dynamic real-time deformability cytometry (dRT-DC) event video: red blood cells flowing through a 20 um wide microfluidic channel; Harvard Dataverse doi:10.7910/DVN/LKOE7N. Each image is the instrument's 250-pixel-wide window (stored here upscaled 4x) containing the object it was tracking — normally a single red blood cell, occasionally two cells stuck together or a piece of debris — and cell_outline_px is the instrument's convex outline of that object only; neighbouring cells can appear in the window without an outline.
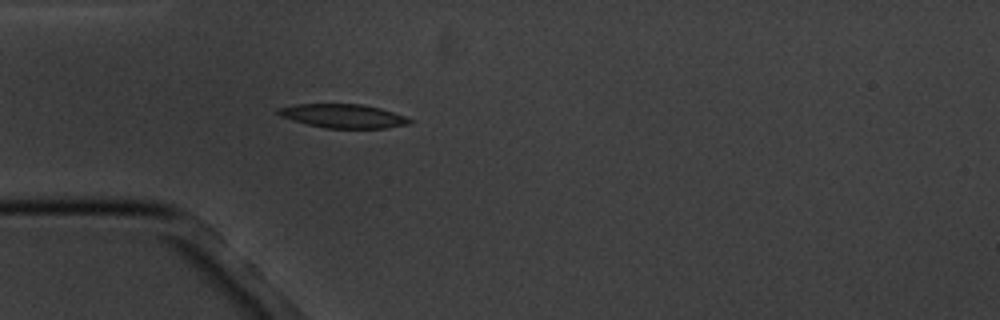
{"species": "common noctule bat (a hibernating species)", "species_latin": "Nyctalus noctula", "temperature_condition": "cold", "stored_images_in_passage": 5, "camera_frame_rate_fps": 3000, "um_per_image_px": 0.085, "animal": {"sex": "male", "body_mass_g": 20.1, "forearm_length_mm": 53.5}, "frame": {"image": 1, "passage_image": 5, "time_ms": 4.667, "image_size_px": [1000, 320], "cell_outline_px": [[412, 120], [408, 124], [384, 128], [324, 128], [292, 120], [280, 116], [276, 112], [276, 108], [296, 104], [360, 104], [380, 108], [404, 116]], "centroid_in_image_um": [29.11, 9.85], "position_along_channel_um": 55.9, "area_um2": 18.09}}